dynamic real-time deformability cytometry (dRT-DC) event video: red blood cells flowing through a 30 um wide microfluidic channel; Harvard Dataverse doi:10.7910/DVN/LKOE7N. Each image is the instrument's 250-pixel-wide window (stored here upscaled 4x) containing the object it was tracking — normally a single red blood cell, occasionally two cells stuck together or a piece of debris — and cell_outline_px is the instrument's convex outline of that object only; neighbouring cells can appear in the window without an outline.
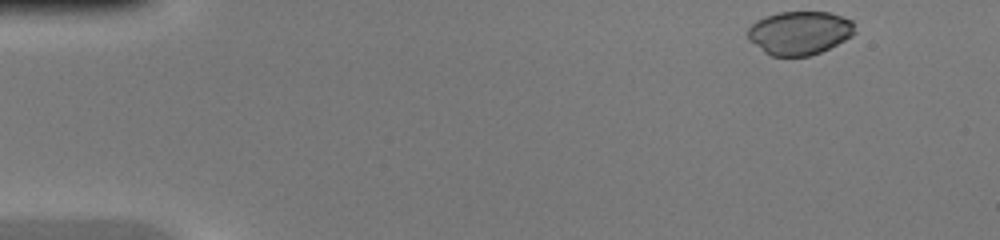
{"species": "common noctule bat (a hibernating species)", "species_latin": "Nyctalus noctula", "temperature_condition": "warm", "stored_images_in_passage": 43, "camera_frame_rate_fps": 3000, "um_per_image_px": 0.085, "animal": {"sex": "female", "body_mass_g": 20.0, "forearm_length_mm": 54.0}, "frame": {"image": 1, "passage_image": 1, "time_ms": 0.0, "image_size_px": [1000, 240], "cell_outline_px": [[856, 32], [852, 36], [820, 52], [808, 56], [772, 56], [764, 52], [748, 40], [748, 28], [756, 20], [780, 12], [828, 12], [852, 20]], "centroid_in_image_um": [67.95, 2.79], "position_along_channel_um": 17.0, "area_um2": 26.99}}
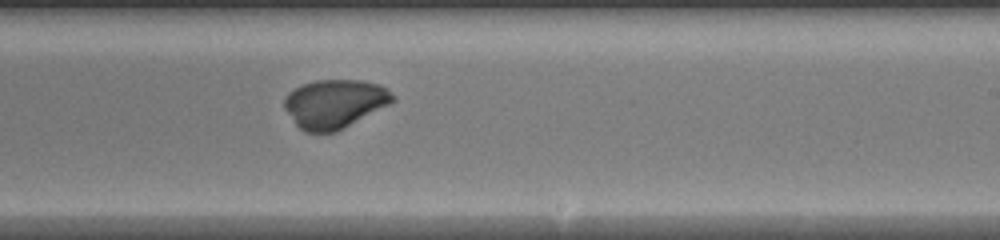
{"frame": {"image": 2, "passage_image": 25, "time_ms": 8.0, "image_size_px": [1000, 240], "cell_outline_px": [[396, 100], [344, 128], [336, 132], [304, 132], [296, 124], [284, 108], [284, 100], [288, 92], [292, 88], [316, 80], [360, 80], [380, 84], [388, 88], [396, 96]], "centroid_in_image_um": [28.45, 8.8], "position_along_channel_um": 260.5, "area_um2": 30.81}}
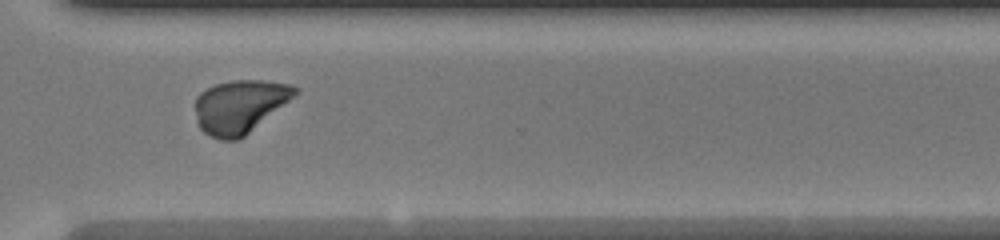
{"frame": {"image": 3, "passage_image": 31, "time_ms": 10.0, "image_size_px": [1000, 240], "cell_outline_px": [[300, 92], [296, 96], [240, 140], [220, 140], [208, 136], [200, 128], [196, 120], [196, 96], [200, 92], [216, 84], [232, 80], [264, 80], [292, 84]], "centroid_in_image_um": [20.4, 9.05], "position_along_channel_um": 350.2, "area_um2": 31.33}}